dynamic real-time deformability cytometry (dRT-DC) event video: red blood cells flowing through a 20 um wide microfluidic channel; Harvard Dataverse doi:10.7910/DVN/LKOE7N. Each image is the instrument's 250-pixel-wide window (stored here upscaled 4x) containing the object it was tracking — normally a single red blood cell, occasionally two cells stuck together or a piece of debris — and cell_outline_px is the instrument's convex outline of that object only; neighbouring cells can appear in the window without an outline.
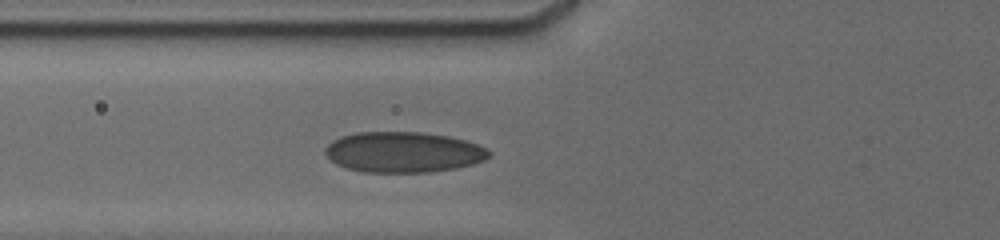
{"species": "human", "species_latin": "Homo sapiens", "temperature_condition": "cold", "stored_images_in_passage": 14, "camera_frame_rate_fps": 3000, "um_per_image_px": 0.085, "donor": {"sex": "male"}, "frame": {"image": 1, "passage_image": 4, "time_ms": 3.0, "image_size_px": [1000, 240], "cell_outline_px": [[492, 152], [484, 160], [472, 164], [456, 168], [428, 172], [364, 172], [348, 168], [336, 164], [324, 152], [324, 148], [332, 140], [340, 136], [356, 132], [420, 132], [448, 136], [464, 140], [476, 144]], "centroid_in_image_um": [34.25, 12.93], "position_along_channel_um": 91.5, "area_um2": 38.61}}
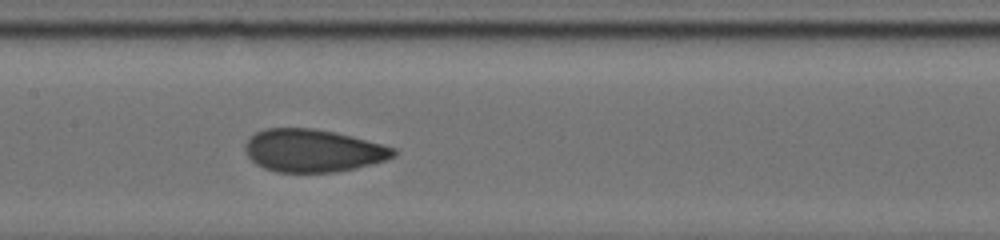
{"frame": {"image": 2, "passage_image": 10, "time_ms": 5.333, "image_size_px": [1000, 240], "cell_outline_px": [[396, 156], [384, 160], [356, 168], [336, 172], [276, 172], [264, 168], [256, 164], [248, 156], [244, 148], [244, 144], [256, 132], [268, 128], [312, 128], [352, 136], [396, 148]], "centroid_in_image_um": [26.59, 12.81], "position_along_channel_um": 180.8, "area_um2": 36.76}}
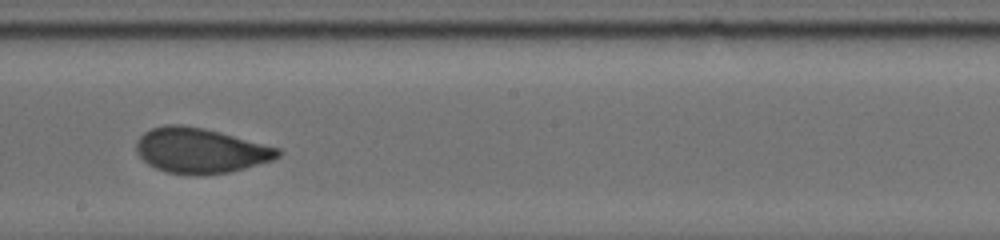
{"frame": {"image": 3, "passage_image": 13, "time_ms": 6.667, "image_size_px": [1000, 240], "cell_outline_px": [[284, 152], [280, 156], [272, 160], [244, 168], [228, 172], [168, 172], [156, 168], [148, 164], [136, 152], [136, 140], [144, 132], [152, 128], [164, 124], [180, 124], [204, 128], [220, 132], [280, 148]], "centroid_in_image_um": [17.03, 12.74], "position_along_channel_um": 231.2, "area_um2": 36.47}}